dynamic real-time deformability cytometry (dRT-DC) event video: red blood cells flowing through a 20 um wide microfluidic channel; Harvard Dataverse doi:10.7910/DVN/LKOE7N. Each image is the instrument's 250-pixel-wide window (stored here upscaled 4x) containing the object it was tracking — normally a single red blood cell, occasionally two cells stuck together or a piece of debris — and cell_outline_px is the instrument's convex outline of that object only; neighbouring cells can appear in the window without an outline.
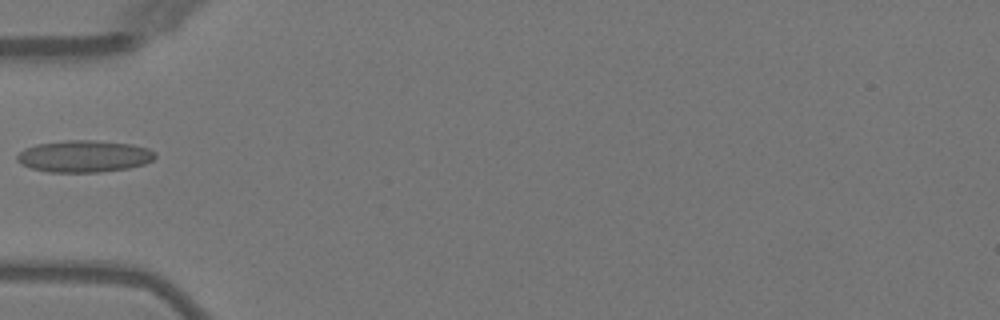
{"species": "Egyptian fruit bat (a non-hibernating species)", "species_latin": "Rousettus aegyptiacus", "temperature_condition": "warm", "stored_images_in_passage": 8, "camera_frame_rate_fps": 3000, "um_per_image_px": 0.085, "animal": {"sex": "female"}, "frame": {"image": 1, "passage_image": 1, "time_ms": 0.0, "image_size_px": [1000, 320], "cell_outline_px": [[156, 156], [152, 160], [144, 164], [128, 168], [100, 172], [48, 172], [32, 168], [16, 160], [16, 156], [24, 148], [36, 144], [68, 140], [96, 140], [132, 144], [148, 148], [156, 152]], "centroid_in_image_um": [7.17, 13.27], "position_along_channel_um": 77.8, "area_um2": 25.66}}
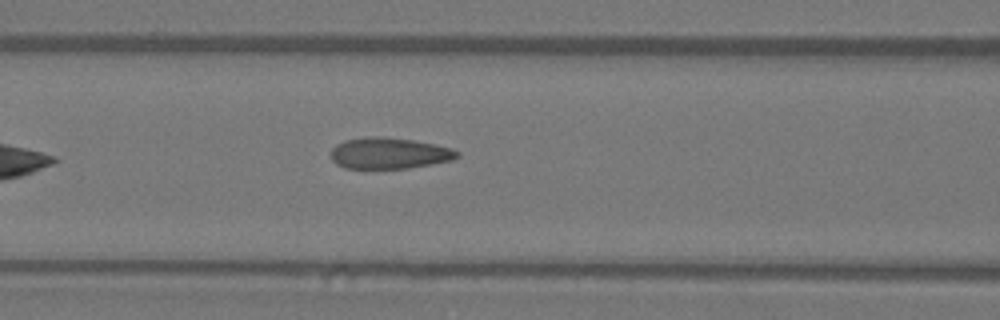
{"frame": {"image": 2, "passage_image": 5, "time_ms": 1.333, "image_size_px": [1000, 320], "cell_outline_px": [[460, 156], [452, 160], [432, 164], [408, 168], [344, 168], [336, 164], [332, 160], [332, 148], [336, 144], [344, 140], [368, 136], [376, 136], [412, 140], [452, 148], [460, 152]], "centroid_in_image_um": [33.08, 13.02], "position_along_channel_um": 133.5, "area_um2": 22.89}}